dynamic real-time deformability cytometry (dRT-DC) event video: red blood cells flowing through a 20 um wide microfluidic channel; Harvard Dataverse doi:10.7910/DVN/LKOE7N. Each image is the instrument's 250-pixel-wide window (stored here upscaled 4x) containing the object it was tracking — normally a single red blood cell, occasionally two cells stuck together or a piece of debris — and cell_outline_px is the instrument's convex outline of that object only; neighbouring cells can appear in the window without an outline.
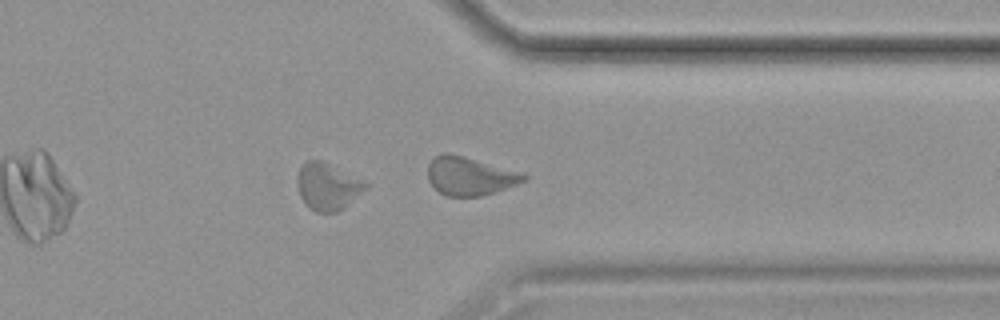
{"species": "common noctule bat (a hibernating species)", "species_latin": "Nyctalus noctula", "temperature_condition": "cold", "stored_images_in_passage": 37, "camera_frame_rate_fps": 3000, "um_per_image_px": 0.085, "animal": {"sex": "female", "body_mass_g": 19.9}, "frame": {"image": 1, "passage_image": 27, "time_ms": 8.667, "image_size_px": [1000, 320], "cell_outline_px": [[368, 188], [344, 208], [336, 212], [316, 212], [308, 208], [300, 196], [296, 184], [296, 176], [300, 168], [308, 160], [320, 160], [368, 184]], "centroid_in_image_um": [27.81, 15.89], "position_along_channel_um": 383.6, "area_um2": 18.44}}